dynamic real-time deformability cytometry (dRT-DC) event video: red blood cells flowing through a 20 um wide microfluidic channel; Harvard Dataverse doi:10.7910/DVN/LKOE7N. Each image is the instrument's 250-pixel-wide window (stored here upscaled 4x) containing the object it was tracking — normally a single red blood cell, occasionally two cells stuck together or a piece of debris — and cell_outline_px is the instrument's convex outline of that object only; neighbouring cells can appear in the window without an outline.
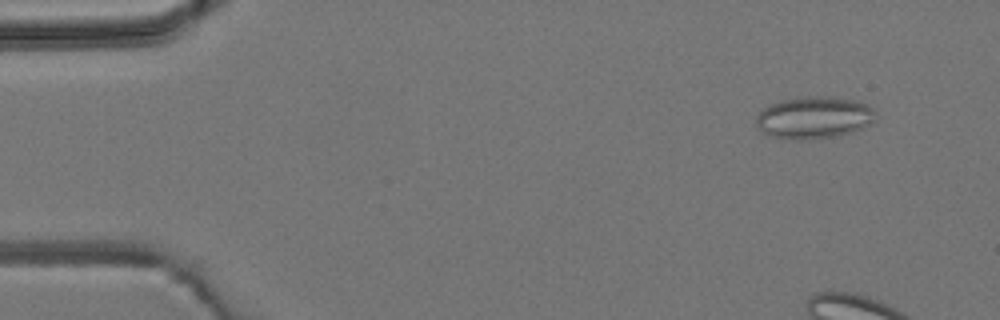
{"species": "common noctule bat (a hibernating species)", "species_latin": "Nyctalus noctula", "temperature_condition": "room temperature", "stored_images_in_passage": 4, "camera_frame_rate_fps": 3000, "um_per_image_px": 0.085, "animal": {"sex": "male", "body_mass_g": 19.2, "forearm_length_mm": 51.8}, "frame": {"image": 1, "passage_image": 1, "time_ms": 0.0, "image_size_px": [1000, 320], "cell_outline_px": [[876, 120], [872, 124], [864, 128], [840, 136], [808, 140], [784, 140], [760, 132], [756, 128], [756, 116], [768, 104], [796, 96], [832, 96], [852, 100], [868, 104], [872, 108]], "centroid_in_image_um": [69.17, 10.01], "position_along_channel_um": 15.8, "area_um2": 30.17}}